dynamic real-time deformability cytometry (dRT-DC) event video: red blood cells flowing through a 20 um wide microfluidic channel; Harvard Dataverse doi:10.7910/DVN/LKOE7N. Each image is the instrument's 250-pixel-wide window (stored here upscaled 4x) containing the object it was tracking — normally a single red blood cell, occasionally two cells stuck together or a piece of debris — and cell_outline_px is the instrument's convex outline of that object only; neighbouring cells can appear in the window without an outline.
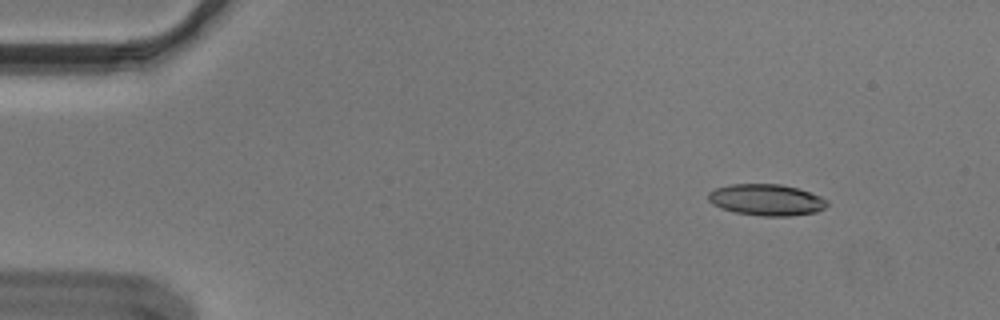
{"species": "Egyptian fruit bat (a non-hibernating species)", "species_latin": "Rousettus aegyptiacus", "temperature_condition": "cold", "stored_images_in_passage": 51, "camera_frame_rate_fps": 3000, "um_per_image_px": 0.085, "animal": {"sex": "male"}, "frame": {"image": 1, "passage_image": 3, "time_ms": 0.667, "image_size_px": [1000, 320], "cell_outline_px": [[828, 204], [824, 208], [816, 212], [788, 216], [760, 216], [732, 212], [720, 208], [712, 204], [708, 200], [708, 192], [716, 188], [732, 184], [780, 184], [800, 188], [820, 196], [828, 200]], "centroid_in_image_um": [65.14, 16.99], "position_along_channel_um": 19.9, "area_um2": 21.96}}
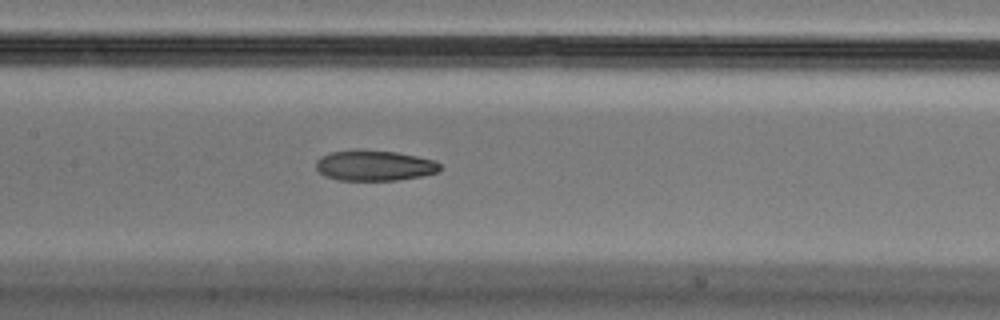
{"frame": {"image": 2, "passage_image": 23, "time_ms": 7.333, "image_size_px": [1000, 320], "cell_outline_px": [[440, 172], [420, 176], [396, 180], [336, 180], [324, 176], [316, 168], [316, 160], [320, 156], [328, 152], [356, 148], [396, 152], [436, 160], [440, 164]], "centroid_in_image_um": [31.78, 14.05], "position_along_channel_um": 175.6, "area_um2": 22.48}}
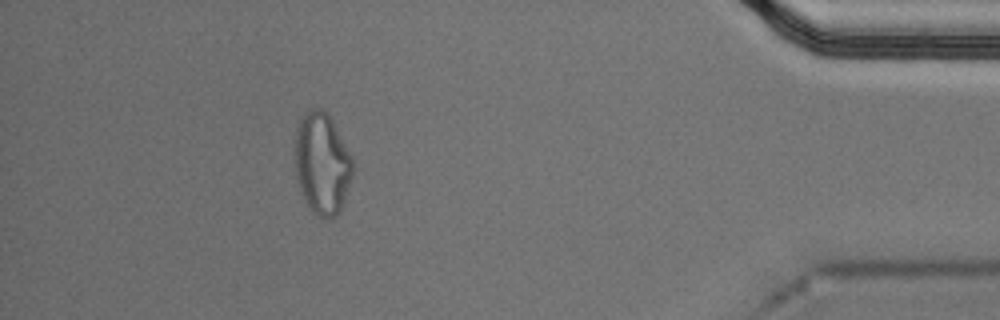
{"frame": {"image": 3, "passage_image": 46, "time_ms": 15.0, "image_size_px": [1000, 320], "cell_outline_px": [[356, 168], [340, 212], [336, 216], [328, 220], [312, 212], [296, 180], [296, 128], [300, 116], [304, 112], [312, 108], [320, 108], [332, 120], [352, 156]], "centroid_in_image_um": [27.41, 13.91], "position_along_channel_um": 407.8, "area_um2": 34.45}}